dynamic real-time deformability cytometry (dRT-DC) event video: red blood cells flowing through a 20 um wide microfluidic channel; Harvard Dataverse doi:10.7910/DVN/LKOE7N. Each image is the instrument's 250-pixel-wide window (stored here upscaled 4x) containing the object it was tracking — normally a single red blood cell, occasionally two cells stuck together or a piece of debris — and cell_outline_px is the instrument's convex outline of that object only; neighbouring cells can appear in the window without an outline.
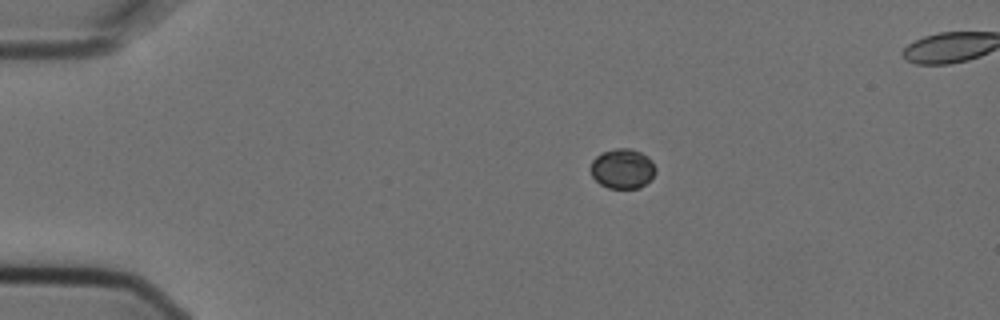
{"species": "Egyptian fruit bat (a non-hibernating species)", "species_latin": "Rousettus aegyptiacus", "temperature_condition": "cold", "stored_images_in_passage": 5, "segment_of_instrument_passage": [1, 2], "camera_frame_rate_fps": 3000, "um_per_image_px": 0.085, "animal": {"sex": "female"}, "frame": {"image": 1, "passage_image": 3, "time_ms": 0.667, "image_size_px": [1000, 320], "cell_outline_px": [[656, 172], [640, 188], [608, 188], [600, 184], [592, 176], [588, 168], [592, 160], [600, 152], [616, 148], [632, 148], [648, 156], [652, 160], [656, 168]], "centroid_in_image_um": [52.88, 14.32], "position_along_channel_um": 32.1, "area_um2": 15.32}}